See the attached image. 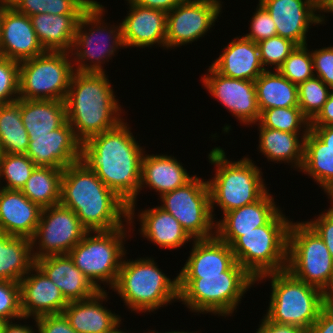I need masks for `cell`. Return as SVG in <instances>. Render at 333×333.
I'll return each instance as SVG.
<instances>
[{
    "label": "cell",
    "mask_w": 333,
    "mask_h": 333,
    "mask_svg": "<svg viewBox=\"0 0 333 333\" xmlns=\"http://www.w3.org/2000/svg\"><path fill=\"white\" fill-rule=\"evenodd\" d=\"M125 121L81 143L80 161L129 205L131 225L136 214L145 148L136 141Z\"/></svg>",
    "instance_id": "cell-1"
},
{
    "label": "cell",
    "mask_w": 333,
    "mask_h": 333,
    "mask_svg": "<svg viewBox=\"0 0 333 333\" xmlns=\"http://www.w3.org/2000/svg\"><path fill=\"white\" fill-rule=\"evenodd\" d=\"M19 285L21 310L26 320L62 313L69 303L36 264L19 281Z\"/></svg>",
    "instance_id": "cell-19"
},
{
    "label": "cell",
    "mask_w": 333,
    "mask_h": 333,
    "mask_svg": "<svg viewBox=\"0 0 333 333\" xmlns=\"http://www.w3.org/2000/svg\"><path fill=\"white\" fill-rule=\"evenodd\" d=\"M34 265L31 239L0 232V280L19 282Z\"/></svg>",
    "instance_id": "cell-34"
},
{
    "label": "cell",
    "mask_w": 333,
    "mask_h": 333,
    "mask_svg": "<svg viewBox=\"0 0 333 333\" xmlns=\"http://www.w3.org/2000/svg\"><path fill=\"white\" fill-rule=\"evenodd\" d=\"M81 15L40 13L30 16V20L45 51L70 52Z\"/></svg>",
    "instance_id": "cell-31"
},
{
    "label": "cell",
    "mask_w": 333,
    "mask_h": 333,
    "mask_svg": "<svg viewBox=\"0 0 333 333\" xmlns=\"http://www.w3.org/2000/svg\"><path fill=\"white\" fill-rule=\"evenodd\" d=\"M314 76L319 77L333 90V46L311 51Z\"/></svg>",
    "instance_id": "cell-47"
},
{
    "label": "cell",
    "mask_w": 333,
    "mask_h": 333,
    "mask_svg": "<svg viewBox=\"0 0 333 333\" xmlns=\"http://www.w3.org/2000/svg\"><path fill=\"white\" fill-rule=\"evenodd\" d=\"M63 169L36 166L20 190L42 209L60 204Z\"/></svg>",
    "instance_id": "cell-36"
},
{
    "label": "cell",
    "mask_w": 333,
    "mask_h": 333,
    "mask_svg": "<svg viewBox=\"0 0 333 333\" xmlns=\"http://www.w3.org/2000/svg\"><path fill=\"white\" fill-rule=\"evenodd\" d=\"M144 333H198V332H185V331H168V332H158V331H155V330H151L150 332H144Z\"/></svg>",
    "instance_id": "cell-59"
},
{
    "label": "cell",
    "mask_w": 333,
    "mask_h": 333,
    "mask_svg": "<svg viewBox=\"0 0 333 333\" xmlns=\"http://www.w3.org/2000/svg\"><path fill=\"white\" fill-rule=\"evenodd\" d=\"M141 236L161 248L176 250L193 240L178 220L159 206L138 213Z\"/></svg>",
    "instance_id": "cell-29"
},
{
    "label": "cell",
    "mask_w": 333,
    "mask_h": 333,
    "mask_svg": "<svg viewBox=\"0 0 333 333\" xmlns=\"http://www.w3.org/2000/svg\"><path fill=\"white\" fill-rule=\"evenodd\" d=\"M87 232L73 210L61 204L43 208L31 238L34 260L68 254Z\"/></svg>",
    "instance_id": "cell-14"
},
{
    "label": "cell",
    "mask_w": 333,
    "mask_h": 333,
    "mask_svg": "<svg viewBox=\"0 0 333 333\" xmlns=\"http://www.w3.org/2000/svg\"><path fill=\"white\" fill-rule=\"evenodd\" d=\"M259 146L257 150L268 161L291 163V168L301 170L304 160V139L308 133H290L262 127L259 123Z\"/></svg>",
    "instance_id": "cell-30"
},
{
    "label": "cell",
    "mask_w": 333,
    "mask_h": 333,
    "mask_svg": "<svg viewBox=\"0 0 333 333\" xmlns=\"http://www.w3.org/2000/svg\"><path fill=\"white\" fill-rule=\"evenodd\" d=\"M127 228L87 232L68 253L75 266L99 291L105 290L101 283L109 285L111 290L117 281L122 260L127 254L124 242L132 230L131 226Z\"/></svg>",
    "instance_id": "cell-10"
},
{
    "label": "cell",
    "mask_w": 333,
    "mask_h": 333,
    "mask_svg": "<svg viewBox=\"0 0 333 333\" xmlns=\"http://www.w3.org/2000/svg\"><path fill=\"white\" fill-rule=\"evenodd\" d=\"M331 92L332 89L317 76L298 85L299 107L310 122L321 111Z\"/></svg>",
    "instance_id": "cell-41"
},
{
    "label": "cell",
    "mask_w": 333,
    "mask_h": 333,
    "mask_svg": "<svg viewBox=\"0 0 333 333\" xmlns=\"http://www.w3.org/2000/svg\"><path fill=\"white\" fill-rule=\"evenodd\" d=\"M250 21V32L243 35L245 38L258 43L277 35L276 25L273 19L259 2Z\"/></svg>",
    "instance_id": "cell-46"
},
{
    "label": "cell",
    "mask_w": 333,
    "mask_h": 333,
    "mask_svg": "<svg viewBox=\"0 0 333 333\" xmlns=\"http://www.w3.org/2000/svg\"><path fill=\"white\" fill-rule=\"evenodd\" d=\"M269 278L272 290L264 316L272 322L295 325L308 332L326 303V294L286 269L264 274L256 282Z\"/></svg>",
    "instance_id": "cell-7"
},
{
    "label": "cell",
    "mask_w": 333,
    "mask_h": 333,
    "mask_svg": "<svg viewBox=\"0 0 333 333\" xmlns=\"http://www.w3.org/2000/svg\"><path fill=\"white\" fill-rule=\"evenodd\" d=\"M333 125V90L324 103L323 108L317 116L310 122V126H330Z\"/></svg>",
    "instance_id": "cell-52"
},
{
    "label": "cell",
    "mask_w": 333,
    "mask_h": 333,
    "mask_svg": "<svg viewBox=\"0 0 333 333\" xmlns=\"http://www.w3.org/2000/svg\"><path fill=\"white\" fill-rule=\"evenodd\" d=\"M38 333H77L63 313L45 315L34 319Z\"/></svg>",
    "instance_id": "cell-49"
},
{
    "label": "cell",
    "mask_w": 333,
    "mask_h": 333,
    "mask_svg": "<svg viewBox=\"0 0 333 333\" xmlns=\"http://www.w3.org/2000/svg\"><path fill=\"white\" fill-rule=\"evenodd\" d=\"M286 270L325 294L333 284V258L323 239L306 221L290 223Z\"/></svg>",
    "instance_id": "cell-11"
},
{
    "label": "cell",
    "mask_w": 333,
    "mask_h": 333,
    "mask_svg": "<svg viewBox=\"0 0 333 333\" xmlns=\"http://www.w3.org/2000/svg\"><path fill=\"white\" fill-rule=\"evenodd\" d=\"M190 256L178 274V278H201V275H222L235 263L230 245L216 236L192 240Z\"/></svg>",
    "instance_id": "cell-23"
},
{
    "label": "cell",
    "mask_w": 333,
    "mask_h": 333,
    "mask_svg": "<svg viewBox=\"0 0 333 333\" xmlns=\"http://www.w3.org/2000/svg\"><path fill=\"white\" fill-rule=\"evenodd\" d=\"M24 320L21 310L19 282L0 280V320Z\"/></svg>",
    "instance_id": "cell-44"
},
{
    "label": "cell",
    "mask_w": 333,
    "mask_h": 333,
    "mask_svg": "<svg viewBox=\"0 0 333 333\" xmlns=\"http://www.w3.org/2000/svg\"><path fill=\"white\" fill-rule=\"evenodd\" d=\"M19 99V62L0 56V105Z\"/></svg>",
    "instance_id": "cell-45"
},
{
    "label": "cell",
    "mask_w": 333,
    "mask_h": 333,
    "mask_svg": "<svg viewBox=\"0 0 333 333\" xmlns=\"http://www.w3.org/2000/svg\"><path fill=\"white\" fill-rule=\"evenodd\" d=\"M332 203L328 210L326 209L321 214L317 215L315 219L306 221L323 239L327 246L332 258H333V199H330Z\"/></svg>",
    "instance_id": "cell-48"
},
{
    "label": "cell",
    "mask_w": 333,
    "mask_h": 333,
    "mask_svg": "<svg viewBox=\"0 0 333 333\" xmlns=\"http://www.w3.org/2000/svg\"><path fill=\"white\" fill-rule=\"evenodd\" d=\"M126 1L129 11L121 21L124 47L145 49L157 44L165 49L167 13Z\"/></svg>",
    "instance_id": "cell-20"
},
{
    "label": "cell",
    "mask_w": 333,
    "mask_h": 333,
    "mask_svg": "<svg viewBox=\"0 0 333 333\" xmlns=\"http://www.w3.org/2000/svg\"><path fill=\"white\" fill-rule=\"evenodd\" d=\"M2 324H3V321L0 320V333H1Z\"/></svg>",
    "instance_id": "cell-61"
},
{
    "label": "cell",
    "mask_w": 333,
    "mask_h": 333,
    "mask_svg": "<svg viewBox=\"0 0 333 333\" xmlns=\"http://www.w3.org/2000/svg\"><path fill=\"white\" fill-rule=\"evenodd\" d=\"M259 47L260 61L265 70L273 68L278 70L286 58L296 48V44L281 36L267 38L257 43Z\"/></svg>",
    "instance_id": "cell-43"
},
{
    "label": "cell",
    "mask_w": 333,
    "mask_h": 333,
    "mask_svg": "<svg viewBox=\"0 0 333 333\" xmlns=\"http://www.w3.org/2000/svg\"><path fill=\"white\" fill-rule=\"evenodd\" d=\"M26 155L36 166L64 169L80 161L81 142L68 121L41 137H29Z\"/></svg>",
    "instance_id": "cell-18"
},
{
    "label": "cell",
    "mask_w": 333,
    "mask_h": 333,
    "mask_svg": "<svg viewBox=\"0 0 333 333\" xmlns=\"http://www.w3.org/2000/svg\"><path fill=\"white\" fill-rule=\"evenodd\" d=\"M35 163L26 154L0 153V184L5 179L8 190H21L35 169Z\"/></svg>",
    "instance_id": "cell-40"
},
{
    "label": "cell",
    "mask_w": 333,
    "mask_h": 333,
    "mask_svg": "<svg viewBox=\"0 0 333 333\" xmlns=\"http://www.w3.org/2000/svg\"><path fill=\"white\" fill-rule=\"evenodd\" d=\"M108 77L105 73L76 71L72 76L64 100L66 119L81 143L115 128L124 120L123 109Z\"/></svg>",
    "instance_id": "cell-3"
},
{
    "label": "cell",
    "mask_w": 333,
    "mask_h": 333,
    "mask_svg": "<svg viewBox=\"0 0 333 333\" xmlns=\"http://www.w3.org/2000/svg\"><path fill=\"white\" fill-rule=\"evenodd\" d=\"M105 12L102 3L94 1L79 19L70 51L76 72L106 73L105 62H109L119 48H125L121 22L118 25L105 23Z\"/></svg>",
    "instance_id": "cell-9"
},
{
    "label": "cell",
    "mask_w": 333,
    "mask_h": 333,
    "mask_svg": "<svg viewBox=\"0 0 333 333\" xmlns=\"http://www.w3.org/2000/svg\"><path fill=\"white\" fill-rule=\"evenodd\" d=\"M259 3L273 19L277 35L297 46L306 45L310 26L320 24L319 0H259Z\"/></svg>",
    "instance_id": "cell-17"
},
{
    "label": "cell",
    "mask_w": 333,
    "mask_h": 333,
    "mask_svg": "<svg viewBox=\"0 0 333 333\" xmlns=\"http://www.w3.org/2000/svg\"><path fill=\"white\" fill-rule=\"evenodd\" d=\"M308 44L296 46L278 71L292 83L299 85L314 76L313 59Z\"/></svg>",
    "instance_id": "cell-42"
},
{
    "label": "cell",
    "mask_w": 333,
    "mask_h": 333,
    "mask_svg": "<svg viewBox=\"0 0 333 333\" xmlns=\"http://www.w3.org/2000/svg\"><path fill=\"white\" fill-rule=\"evenodd\" d=\"M207 158L216 168L213 178L207 180L213 218L216 204L225 214L255 203L269 191L262 178V168L257 167L250 157L228 160L224 148L219 146L211 149Z\"/></svg>",
    "instance_id": "cell-4"
},
{
    "label": "cell",
    "mask_w": 333,
    "mask_h": 333,
    "mask_svg": "<svg viewBox=\"0 0 333 333\" xmlns=\"http://www.w3.org/2000/svg\"><path fill=\"white\" fill-rule=\"evenodd\" d=\"M74 65L70 52L45 51L19 62V99L64 101Z\"/></svg>",
    "instance_id": "cell-12"
},
{
    "label": "cell",
    "mask_w": 333,
    "mask_h": 333,
    "mask_svg": "<svg viewBox=\"0 0 333 333\" xmlns=\"http://www.w3.org/2000/svg\"><path fill=\"white\" fill-rule=\"evenodd\" d=\"M276 205L268 191L255 203L228 211L222 220H215V236L231 245L242 233L268 224L281 211Z\"/></svg>",
    "instance_id": "cell-22"
},
{
    "label": "cell",
    "mask_w": 333,
    "mask_h": 333,
    "mask_svg": "<svg viewBox=\"0 0 333 333\" xmlns=\"http://www.w3.org/2000/svg\"><path fill=\"white\" fill-rule=\"evenodd\" d=\"M121 323L118 325V326H116L111 332H109V333H131V332H129V331H127V332H125V331H123V330H121ZM118 328H120V329H118ZM133 333V332H132Z\"/></svg>",
    "instance_id": "cell-60"
},
{
    "label": "cell",
    "mask_w": 333,
    "mask_h": 333,
    "mask_svg": "<svg viewBox=\"0 0 333 333\" xmlns=\"http://www.w3.org/2000/svg\"><path fill=\"white\" fill-rule=\"evenodd\" d=\"M132 1L135 4L142 7L157 9L165 13H168L184 0H132Z\"/></svg>",
    "instance_id": "cell-53"
},
{
    "label": "cell",
    "mask_w": 333,
    "mask_h": 333,
    "mask_svg": "<svg viewBox=\"0 0 333 333\" xmlns=\"http://www.w3.org/2000/svg\"><path fill=\"white\" fill-rule=\"evenodd\" d=\"M195 175L187 172L174 156L167 154H144L141 162V180L139 193L142 188H151L158 195L173 191L191 181Z\"/></svg>",
    "instance_id": "cell-28"
},
{
    "label": "cell",
    "mask_w": 333,
    "mask_h": 333,
    "mask_svg": "<svg viewBox=\"0 0 333 333\" xmlns=\"http://www.w3.org/2000/svg\"><path fill=\"white\" fill-rule=\"evenodd\" d=\"M126 259L124 255L112 288L122 298L126 308L135 313H153L173 301L179 302L178 275L170 279L152 257Z\"/></svg>",
    "instance_id": "cell-5"
},
{
    "label": "cell",
    "mask_w": 333,
    "mask_h": 333,
    "mask_svg": "<svg viewBox=\"0 0 333 333\" xmlns=\"http://www.w3.org/2000/svg\"><path fill=\"white\" fill-rule=\"evenodd\" d=\"M1 333H35L33 327L30 324H17L13 321L3 322L1 327ZM38 333V332H37Z\"/></svg>",
    "instance_id": "cell-55"
},
{
    "label": "cell",
    "mask_w": 333,
    "mask_h": 333,
    "mask_svg": "<svg viewBox=\"0 0 333 333\" xmlns=\"http://www.w3.org/2000/svg\"><path fill=\"white\" fill-rule=\"evenodd\" d=\"M205 179L195 177L182 187L162 194L158 205L174 216L193 240L215 236L210 190Z\"/></svg>",
    "instance_id": "cell-13"
},
{
    "label": "cell",
    "mask_w": 333,
    "mask_h": 333,
    "mask_svg": "<svg viewBox=\"0 0 333 333\" xmlns=\"http://www.w3.org/2000/svg\"><path fill=\"white\" fill-rule=\"evenodd\" d=\"M19 13L36 14H83L95 0H8Z\"/></svg>",
    "instance_id": "cell-38"
},
{
    "label": "cell",
    "mask_w": 333,
    "mask_h": 333,
    "mask_svg": "<svg viewBox=\"0 0 333 333\" xmlns=\"http://www.w3.org/2000/svg\"><path fill=\"white\" fill-rule=\"evenodd\" d=\"M258 123L265 128L290 133H308L310 130V121L299 106L263 110Z\"/></svg>",
    "instance_id": "cell-39"
},
{
    "label": "cell",
    "mask_w": 333,
    "mask_h": 333,
    "mask_svg": "<svg viewBox=\"0 0 333 333\" xmlns=\"http://www.w3.org/2000/svg\"><path fill=\"white\" fill-rule=\"evenodd\" d=\"M221 0H184L167 13L165 50L204 37L222 12Z\"/></svg>",
    "instance_id": "cell-15"
},
{
    "label": "cell",
    "mask_w": 333,
    "mask_h": 333,
    "mask_svg": "<svg viewBox=\"0 0 333 333\" xmlns=\"http://www.w3.org/2000/svg\"><path fill=\"white\" fill-rule=\"evenodd\" d=\"M178 279L179 301L190 311L223 317L232 316L244 294L256 283L237 262L222 275Z\"/></svg>",
    "instance_id": "cell-6"
},
{
    "label": "cell",
    "mask_w": 333,
    "mask_h": 333,
    "mask_svg": "<svg viewBox=\"0 0 333 333\" xmlns=\"http://www.w3.org/2000/svg\"><path fill=\"white\" fill-rule=\"evenodd\" d=\"M45 52L30 17L8 6L0 26V56L21 62Z\"/></svg>",
    "instance_id": "cell-21"
},
{
    "label": "cell",
    "mask_w": 333,
    "mask_h": 333,
    "mask_svg": "<svg viewBox=\"0 0 333 333\" xmlns=\"http://www.w3.org/2000/svg\"><path fill=\"white\" fill-rule=\"evenodd\" d=\"M35 264L61 290L68 302L88 299L99 291L75 266L69 254L36 259Z\"/></svg>",
    "instance_id": "cell-26"
},
{
    "label": "cell",
    "mask_w": 333,
    "mask_h": 333,
    "mask_svg": "<svg viewBox=\"0 0 333 333\" xmlns=\"http://www.w3.org/2000/svg\"><path fill=\"white\" fill-rule=\"evenodd\" d=\"M282 211L268 224L242 233L230 245L236 262L255 280L264 274L286 269L291 220Z\"/></svg>",
    "instance_id": "cell-8"
},
{
    "label": "cell",
    "mask_w": 333,
    "mask_h": 333,
    "mask_svg": "<svg viewBox=\"0 0 333 333\" xmlns=\"http://www.w3.org/2000/svg\"><path fill=\"white\" fill-rule=\"evenodd\" d=\"M29 137L21 119V99L0 105V153L26 154Z\"/></svg>",
    "instance_id": "cell-37"
},
{
    "label": "cell",
    "mask_w": 333,
    "mask_h": 333,
    "mask_svg": "<svg viewBox=\"0 0 333 333\" xmlns=\"http://www.w3.org/2000/svg\"><path fill=\"white\" fill-rule=\"evenodd\" d=\"M222 50L211 66L224 76L255 81L265 71L258 44L244 36L235 37Z\"/></svg>",
    "instance_id": "cell-27"
},
{
    "label": "cell",
    "mask_w": 333,
    "mask_h": 333,
    "mask_svg": "<svg viewBox=\"0 0 333 333\" xmlns=\"http://www.w3.org/2000/svg\"><path fill=\"white\" fill-rule=\"evenodd\" d=\"M98 291L92 297L67 304L63 314L77 333H109L121 322L120 315L103 305L109 292Z\"/></svg>",
    "instance_id": "cell-25"
},
{
    "label": "cell",
    "mask_w": 333,
    "mask_h": 333,
    "mask_svg": "<svg viewBox=\"0 0 333 333\" xmlns=\"http://www.w3.org/2000/svg\"><path fill=\"white\" fill-rule=\"evenodd\" d=\"M42 208L20 190L0 187V232L31 239L40 221Z\"/></svg>",
    "instance_id": "cell-24"
},
{
    "label": "cell",
    "mask_w": 333,
    "mask_h": 333,
    "mask_svg": "<svg viewBox=\"0 0 333 333\" xmlns=\"http://www.w3.org/2000/svg\"><path fill=\"white\" fill-rule=\"evenodd\" d=\"M310 130L322 141L329 149L333 150V125L330 126H310Z\"/></svg>",
    "instance_id": "cell-54"
},
{
    "label": "cell",
    "mask_w": 333,
    "mask_h": 333,
    "mask_svg": "<svg viewBox=\"0 0 333 333\" xmlns=\"http://www.w3.org/2000/svg\"><path fill=\"white\" fill-rule=\"evenodd\" d=\"M319 9H320V24H325V14L324 13H332L333 14V0H319ZM322 12V14H321Z\"/></svg>",
    "instance_id": "cell-56"
},
{
    "label": "cell",
    "mask_w": 333,
    "mask_h": 333,
    "mask_svg": "<svg viewBox=\"0 0 333 333\" xmlns=\"http://www.w3.org/2000/svg\"><path fill=\"white\" fill-rule=\"evenodd\" d=\"M60 204L73 210L88 232L134 226L129 205L81 161L63 169Z\"/></svg>",
    "instance_id": "cell-2"
},
{
    "label": "cell",
    "mask_w": 333,
    "mask_h": 333,
    "mask_svg": "<svg viewBox=\"0 0 333 333\" xmlns=\"http://www.w3.org/2000/svg\"><path fill=\"white\" fill-rule=\"evenodd\" d=\"M300 172L308 174L333 199V150L311 130L304 139V160Z\"/></svg>",
    "instance_id": "cell-33"
},
{
    "label": "cell",
    "mask_w": 333,
    "mask_h": 333,
    "mask_svg": "<svg viewBox=\"0 0 333 333\" xmlns=\"http://www.w3.org/2000/svg\"><path fill=\"white\" fill-rule=\"evenodd\" d=\"M10 5L8 0H0V26L3 13L5 12L6 8Z\"/></svg>",
    "instance_id": "cell-57"
},
{
    "label": "cell",
    "mask_w": 333,
    "mask_h": 333,
    "mask_svg": "<svg viewBox=\"0 0 333 333\" xmlns=\"http://www.w3.org/2000/svg\"><path fill=\"white\" fill-rule=\"evenodd\" d=\"M326 302L333 304V284L326 293Z\"/></svg>",
    "instance_id": "cell-58"
},
{
    "label": "cell",
    "mask_w": 333,
    "mask_h": 333,
    "mask_svg": "<svg viewBox=\"0 0 333 333\" xmlns=\"http://www.w3.org/2000/svg\"><path fill=\"white\" fill-rule=\"evenodd\" d=\"M307 333H333V304L325 303L319 317Z\"/></svg>",
    "instance_id": "cell-50"
},
{
    "label": "cell",
    "mask_w": 333,
    "mask_h": 333,
    "mask_svg": "<svg viewBox=\"0 0 333 333\" xmlns=\"http://www.w3.org/2000/svg\"><path fill=\"white\" fill-rule=\"evenodd\" d=\"M208 74L201 77L202 85L243 125L258 123L260 109L258 106L255 82L234 79L218 73L211 65Z\"/></svg>",
    "instance_id": "cell-16"
},
{
    "label": "cell",
    "mask_w": 333,
    "mask_h": 333,
    "mask_svg": "<svg viewBox=\"0 0 333 333\" xmlns=\"http://www.w3.org/2000/svg\"><path fill=\"white\" fill-rule=\"evenodd\" d=\"M254 82L260 112L276 107L299 106L298 85L278 70H265Z\"/></svg>",
    "instance_id": "cell-35"
},
{
    "label": "cell",
    "mask_w": 333,
    "mask_h": 333,
    "mask_svg": "<svg viewBox=\"0 0 333 333\" xmlns=\"http://www.w3.org/2000/svg\"><path fill=\"white\" fill-rule=\"evenodd\" d=\"M21 119L28 137H41L66 121L65 101L21 99Z\"/></svg>",
    "instance_id": "cell-32"
},
{
    "label": "cell",
    "mask_w": 333,
    "mask_h": 333,
    "mask_svg": "<svg viewBox=\"0 0 333 333\" xmlns=\"http://www.w3.org/2000/svg\"><path fill=\"white\" fill-rule=\"evenodd\" d=\"M260 322L261 324L256 329V333H307V331L298 326L272 322L265 316Z\"/></svg>",
    "instance_id": "cell-51"
}]
</instances>
